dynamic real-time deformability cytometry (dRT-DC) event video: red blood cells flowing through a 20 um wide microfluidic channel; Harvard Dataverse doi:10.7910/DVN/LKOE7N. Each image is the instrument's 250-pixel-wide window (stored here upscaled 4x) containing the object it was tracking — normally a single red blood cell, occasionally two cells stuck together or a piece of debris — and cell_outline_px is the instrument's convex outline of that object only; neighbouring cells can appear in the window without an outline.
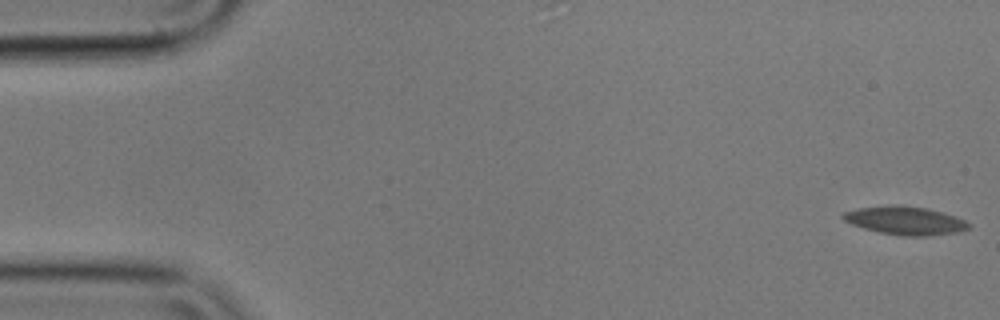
{"species": "common noctule bat (a hibernating species)", "species_latin": "Nyctalus noctula", "temperature_condition": "cold", "stored_images_in_passage": 5, "camera_frame_rate_fps": 3000, "um_per_image_px": 0.085, "animal": {"sex": "male", "body_mass_g": 17.9}, "frame": {"image": 1, "passage_image": 1, "time_ms": 0.0, "image_size_px": [1000, 320], "cell_outline_px": [[972, 228], [960, 232], [928, 236], [900, 236], [880, 232], [864, 228], [852, 224], [844, 220], [840, 216], [844, 212], [860, 208], [892, 204], [900, 204], [928, 208], [944, 212], [956, 216], [972, 224]], "centroid_in_image_um": [77.01, 18.74], "position_along_channel_um": 8.0, "area_um2": 21.1}}
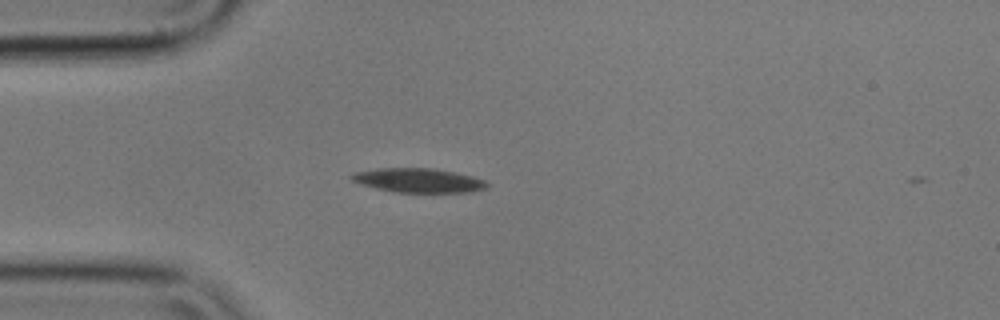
{"frame": {"image": 2, "passage_image": 4, "time_ms": 1.0, "image_size_px": [1000, 320], "cell_outline_px": [[488, 188], [468, 192], [396, 192], [376, 188], [360, 184], [352, 180], [348, 176], [352, 172], [376, 168], [432, 168], [472, 176], [484, 180], [488, 184]], "centroid_in_image_um": [35.51, 15.33], "position_along_channel_um": 49.5, "area_um2": 19.07}}